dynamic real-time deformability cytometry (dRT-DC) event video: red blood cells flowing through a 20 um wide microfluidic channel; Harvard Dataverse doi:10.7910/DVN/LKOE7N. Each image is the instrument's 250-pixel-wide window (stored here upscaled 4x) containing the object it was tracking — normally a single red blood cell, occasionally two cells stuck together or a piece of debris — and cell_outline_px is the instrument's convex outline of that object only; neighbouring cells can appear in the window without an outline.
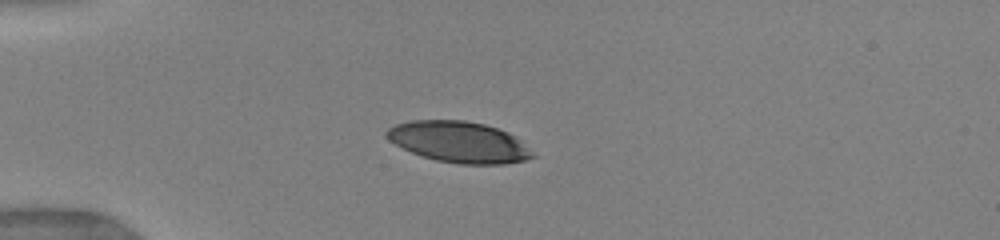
{"species": "human", "species_latin": "Homo sapiens", "temperature_condition": "warm", "stored_images_in_passage": 8, "camera_frame_rate_fps": 3000, "um_per_image_px": 0.085, "donor": {"sex": "female"}, "frame": {"image": 1, "passage_image": 1, "time_ms": 0.0, "image_size_px": [1000, 240], "cell_outline_px": [[536, 156], [524, 160], [504, 164], [460, 164], [436, 160], [412, 152], [388, 140], [384, 136], [384, 132], [388, 128], [396, 124], [412, 120], [464, 120], [484, 124], [508, 132], [516, 136]], "centroid_in_image_um": [39.0, 12.06], "position_along_channel_um": 46.0, "area_um2": 34.8}}
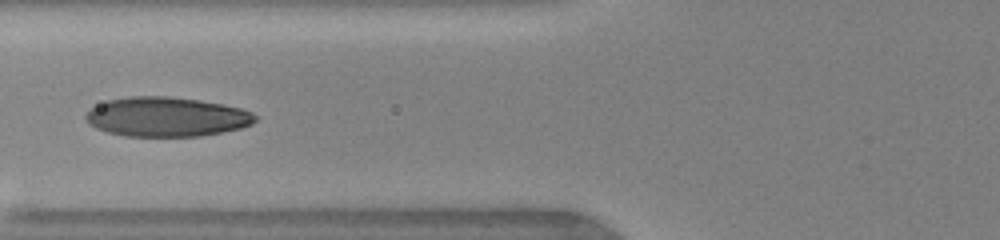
{"frame": {"image": 2, "passage_image": 7, "time_ms": 2.333, "image_size_px": [1000, 240], "cell_outline_px": [[260, 116], [252, 124], [240, 128], [200, 136], [124, 136], [108, 132], [96, 128], [88, 124], [84, 116], [88, 108], [108, 100], [128, 96], [168, 96], [200, 100], [224, 104], [240, 108], [252, 112]], "centroid_in_image_um": [14.14, 9.92], "position_along_channel_um": 111.7, "area_um2": 39.3}}